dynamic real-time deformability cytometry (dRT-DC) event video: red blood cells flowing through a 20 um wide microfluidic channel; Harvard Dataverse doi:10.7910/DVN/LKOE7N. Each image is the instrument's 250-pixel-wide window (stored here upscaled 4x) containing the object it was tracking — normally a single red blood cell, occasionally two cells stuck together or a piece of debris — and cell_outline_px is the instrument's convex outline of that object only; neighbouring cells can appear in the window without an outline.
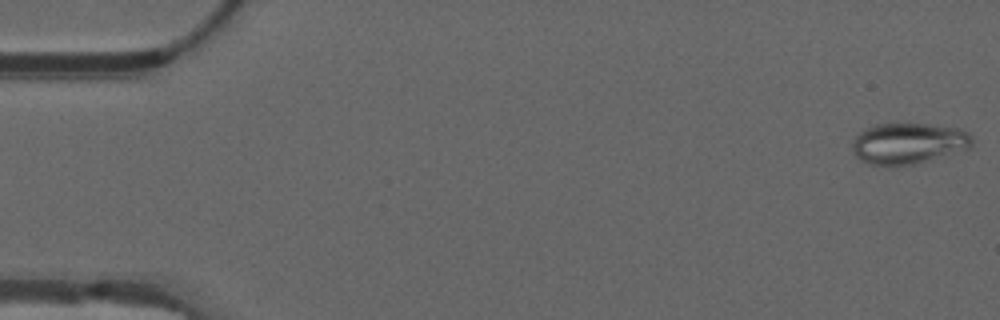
{"species": "common noctule bat (a hibernating species)", "species_latin": "Nyctalus noctula", "temperature_condition": "warm", "stored_images_in_passage": 54, "camera_frame_rate_fps": 3000, "um_per_image_px": 0.085, "animal": {"sex": "male", "forearm_length_mm": 52.5}, "frame": {"image": 1, "passage_image": 1, "time_ms": 0.0, "image_size_px": [1000, 320], "cell_outline_px": [[972, 144], [968, 148], [912, 164], [872, 164], [856, 156], [852, 152], [852, 144], [856, 136], [864, 128], [876, 124], [928, 124], [956, 128], [968, 132], [972, 136]], "centroid_in_image_um": [77.19, 12.15], "position_along_channel_um": 7.8, "area_um2": 27.86}}
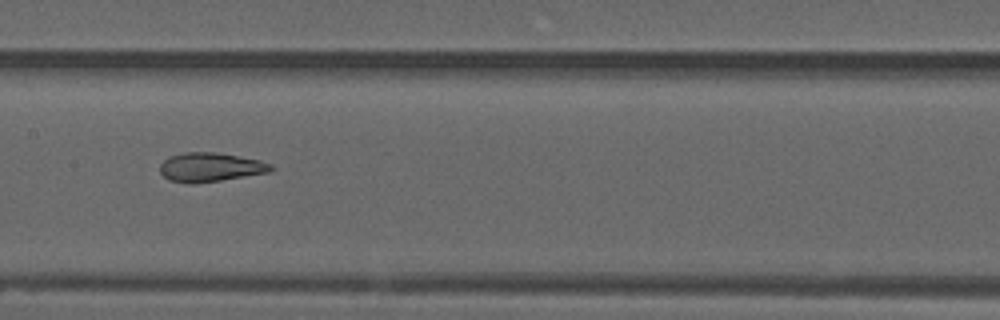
{"frame": {"image": 2, "passage_image": 27, "time_ms": 8.667, "image_size_px": [1000, 320], "cell_outline_px": [[272, 168], [268, 172], [220, 180], [168, 180], [160, 172], [160, 164], [168, 156], [184, 152], [216, 152], [260, 160], [272, 164]], "centroid_in_image_um": [17.89, 14.15], "position_along_channel_um": 189.5, "area_um2": 17.92}}
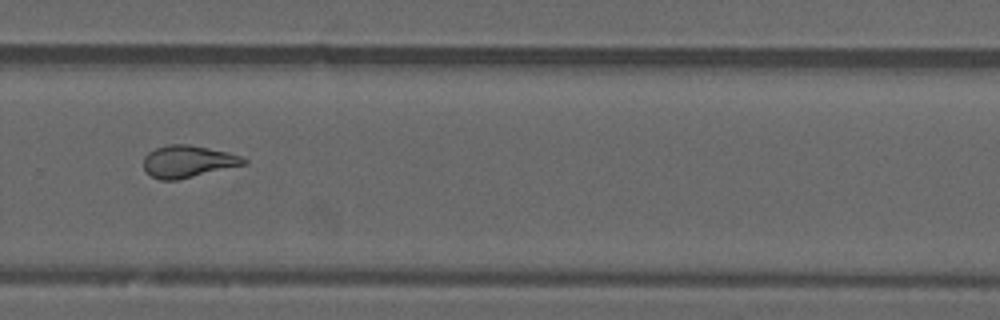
{"frame": {"image": 3, "passage_image": 37, "time_ms": 12.0, "image_size_px": [1000, 320], "cell_outline_px": [[248, 164], [176, 180], [160, 180], [152, 176], [144, 168], [144, 156], [148, 152], [156, 148], [172, 144], [188, 144], [228, 152], [240, 156], [248, 160]], "centroid_in_image_um": [16.0, 13.72], "position_along_channel_um": 313.8, "area_um2": 18.61}, "authors_computed_cell_mechanics": {"area_um2": 20.2589, "velocity_mm_per_s": 3.7453, "shape_relaxation_time_tau1_ms": null, "shape_relaxation_time_tau2_ms": 1.5581, "deformation_change_tau1": null, "deformation_change_tau2": 0.094}}